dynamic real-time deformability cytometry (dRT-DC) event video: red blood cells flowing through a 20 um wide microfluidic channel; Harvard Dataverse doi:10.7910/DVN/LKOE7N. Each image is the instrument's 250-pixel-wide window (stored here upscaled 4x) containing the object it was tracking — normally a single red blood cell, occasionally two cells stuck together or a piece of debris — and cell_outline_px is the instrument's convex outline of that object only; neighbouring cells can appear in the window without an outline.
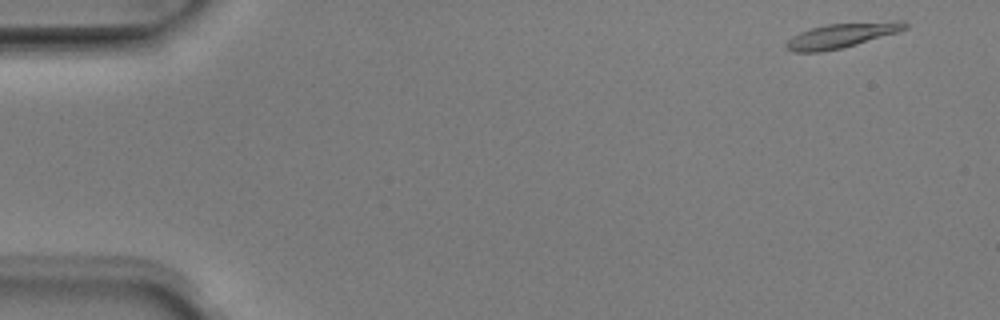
{"species": "Egyptian fruit bat (a non-hibernating species)", "species_latin": "Rousettus aegyptiacus", "temperature_condition": "room temperature", "stored_images_in_passage": 48, "camera_frame_rate_fps": 3000, "um_per_image_px": 0.085, "animal": {"sex": "male"}, "frame": {"image": 1, "passage_image": 1, "time_ms": 0.0, "image_size_px": [1000, 320], "cell_outline_px": [[908, 28], [896, 32], [856, 44], [840, 48], [820, 52], [792, 52], [784, 48], [784, 44], [792, 36], [800, 32], [812, 28], [828, 24], [892, 20], [904, 20], [908, 24]], "centroid_in_image_um": [71.53, 3.0], "position_along_channel_um": 13.5, "area_um2": 17.11}}
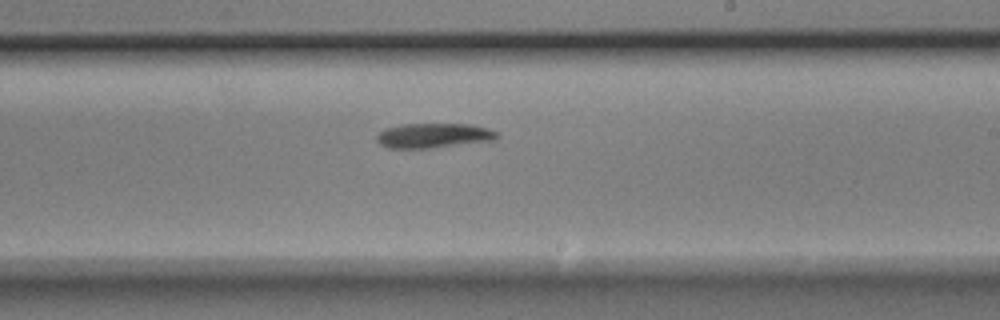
{"frame": {"image": 2, "passage_image": 28, "time_ms": 9.0, "image_size_px": [1000, 320], "cell_outline_px": [[500, 136], [496, 140], [432, 148], [388, 148], [380, 144], [376, 140], [376, 136], [384, 128], [404, 124], [472, 124], [488, 128], [500, 132]], "centroid_in_image_um": [36.9, 11.52], "position_along_channel_um": 252.1, "area_um2": 17.57}}
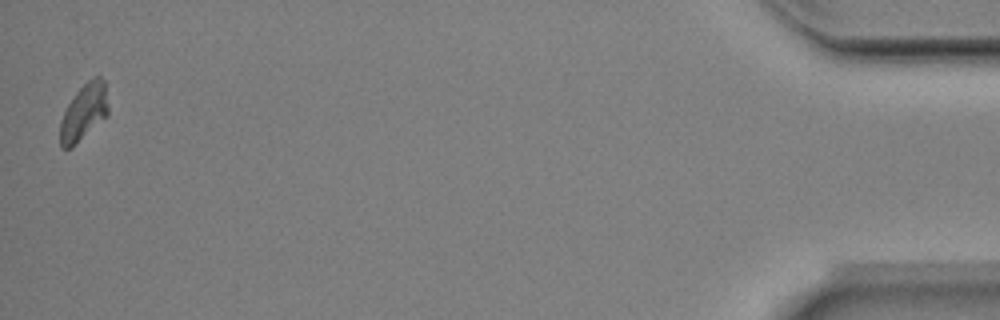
{"frame": {"image": 3, "passage_image": 48, "time_ms": 15.667, "image_size_px": [1000, 320], "cell_outline_px": [[108, 116], [72, 148], [60, 148], [60, 120], [68, 104], [76, 92], [92, 76], [100, 76], [104, 80], [108, 108]], "centroid_in_image_um": [7.13, 9.55], "position_along_channel_um": 428.1, "area_um2": 15.95}, "authors_computed_cell_mechanics": {"area_um2": 17.1377, "velocity_mm_per_s": 3.9956, "shape_relaxation_time_tau1_ms": 3.5319, "shape_relaxation_time_tau2_ms": null, "deformation_change_tau1": 0.1292, "deformation_change_tau2": null}}